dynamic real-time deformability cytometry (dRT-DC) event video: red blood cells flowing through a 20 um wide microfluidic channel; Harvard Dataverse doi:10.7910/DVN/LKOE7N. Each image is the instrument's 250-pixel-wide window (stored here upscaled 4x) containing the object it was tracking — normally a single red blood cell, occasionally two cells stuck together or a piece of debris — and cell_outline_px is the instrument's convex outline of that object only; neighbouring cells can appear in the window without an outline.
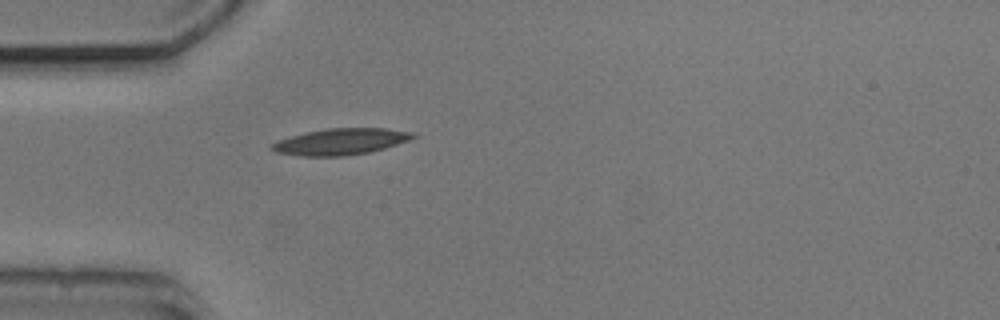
{"species": "common noctule bat (a hibernating species)", "species_latin": "Nyctalus noctula", "temperature_condition": "cold", "stored_images_in_passage": 1, "camera_frame_rate_fps": 3000, "um_per_image_px": 0.085, "animal": {"sex": "male", "body_mass_g": 20.5, "forearm_length_mm": 52.5}, "frame": {"image": 1, "passage_image": 1, "time_ms": 0.0, "image_size_px": [1000, 320], "cell_outline_px": [[416, 136], [408, 140], [384, 148], [368, 152], [344, 156], [300, 156], [276, 152], [268, 148], [268, 144], [292, 136], [308, 132], [328, 128], [384, 128], [412, 132]], "centroid_in_image_um": [28.9, 12.04], "position_along_channel_um": 56.1, "area_um2": 21.44}}